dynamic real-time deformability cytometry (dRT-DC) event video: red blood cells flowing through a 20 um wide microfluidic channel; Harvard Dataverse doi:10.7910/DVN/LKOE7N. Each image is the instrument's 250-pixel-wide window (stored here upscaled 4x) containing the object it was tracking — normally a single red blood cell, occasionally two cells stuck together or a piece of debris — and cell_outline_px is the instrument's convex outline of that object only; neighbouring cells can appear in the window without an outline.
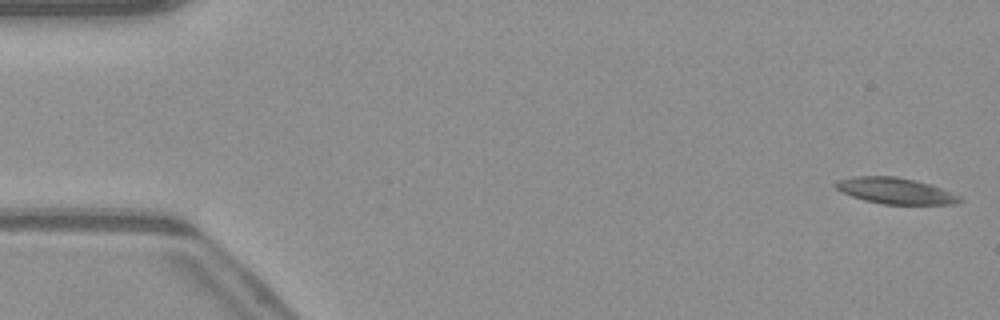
{"species": "common noctule bat (a hibernating species)", "species_latin": "Nyctalus noctula", "temperature_condition": "warm", "stored_images_in_passage": 51, "camera_frame_rate_fps": 3000, "um_per_image_px": 0.085, "animal": {"sex": "male", "body_mass_g": 23.1, "forearm_length_mm": 52.7}, "frame": {"image": 1, "passage_image": 1, "time_ms": 0.0, "image_size_px": [1000, 320], "cell_outline_px": [[964, 200], [956, 204], [880, 204], [864, 200], [840, 192], [832, 184], [836, 180], [852, 176], [896, 176], [916, 180], [932, 184], [960, 196]], "centroid_in_image_um": [76.08, 16.21], "position_along_channel_um": 8.9, "area_um2": 19.19}}
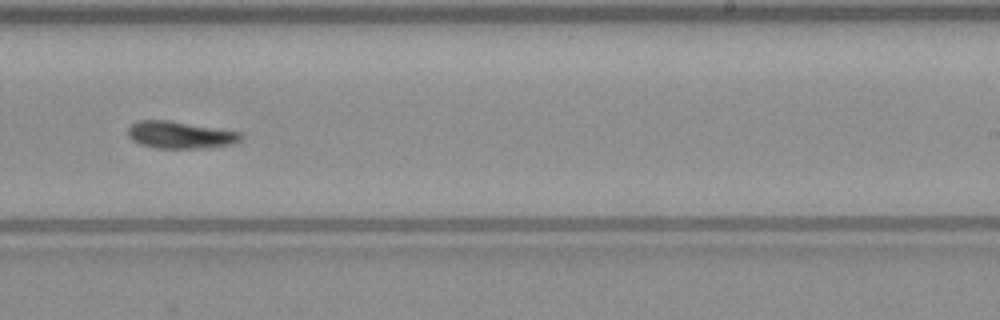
{"frame": {"image": 2, "passage_image": 31, "time_ms": 10.0, "image_size_px": [1000, 320], "cell_outline_px": [[244, 140], [232, 144], [200, 148], [156, 148], [140, 144], [132, 140], [128, 136], [128, 128], [136, 120], [168, 120], [244, 132]], "centroid_in_image_um": [15.36, 11.46], "position_along_channel_um": 273.6, "area_um2": 18.09}}
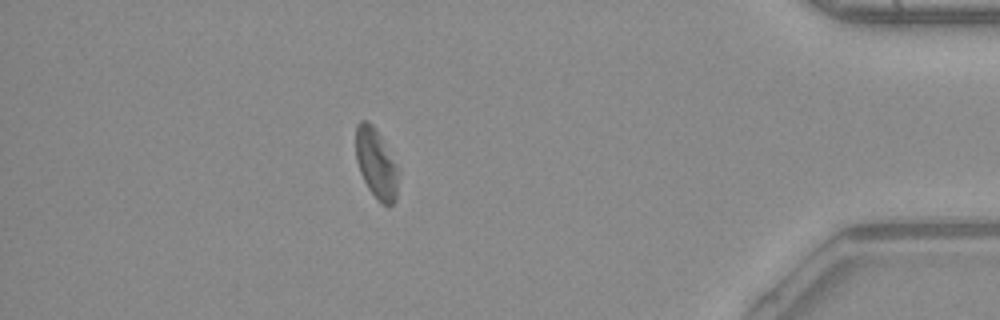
{"frame": {"image": 3, "passage_image": 44, "time_ms": 14.333, "image_size_px": [1000, 320], "cell_outline_px": [[396, 200], [392, 204], [384, 204], [368, 188], [360, 172], [356, 160], [356, 124], [360, 120], [368, 120], [372, 124], [380, 136], [396, 164]], "centroid_in_image_um": [31.93, 13.84], "position_along_channel_um": 403.3, "area_um2": 16.65}}